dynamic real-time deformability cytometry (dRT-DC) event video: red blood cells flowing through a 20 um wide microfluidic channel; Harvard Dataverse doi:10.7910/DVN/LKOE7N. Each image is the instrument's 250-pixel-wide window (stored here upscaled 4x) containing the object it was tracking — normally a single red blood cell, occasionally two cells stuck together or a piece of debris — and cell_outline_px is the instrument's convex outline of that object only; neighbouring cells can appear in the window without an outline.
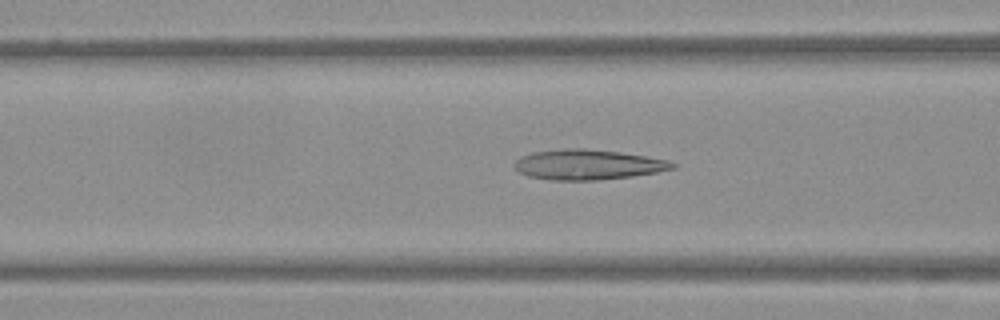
{"species": "Egyptian fruit bat (a non-hibernating species)", "species_latin": "Rousettus aegyptiacus", "temperature_condition": "warm", "stored_images_in_passage": 46, "camera_frame_rate_fps": 3000, "um_per_image_px": 0.085, "frame": {"image": 1, "passage_image": 17, "time_ms": 5.333, "image_size_px": [1000, 320], "cell_outline_px": [[676, 168], [656, 172], [632, 176], [596, 180], [552, 180], [528, 176], [520, 172], [512, 164], [520, 156], [532, 152], [564, 148], [584, 148], [620, 152], [668, 160], [676, 164]], "centroid_in_image_um": [49.94, 13.98], "position_along_channel_um": 116.7, "area_um2": 27.74}}
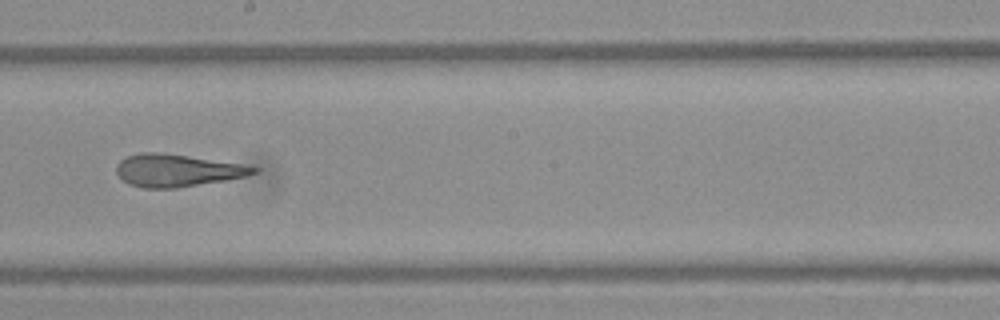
{"frame": {"image": 2, "passage_image": 26, "time_ms": 8.333, "image_size_px": [1000, 320], "cell_outline_px": [[260, 168], [256, 172], [248, 176], [176, 188], [144, 188], [128, 184], [116, 172], [116, 164], [120, 160], [128, 156], [140, 152], [156, 152], [188, 156], [240, 164]], "centroid_in_image_um": [15.02, 14.49], "position_along_channel_um": 233.2, "area_um2": 25.61}}
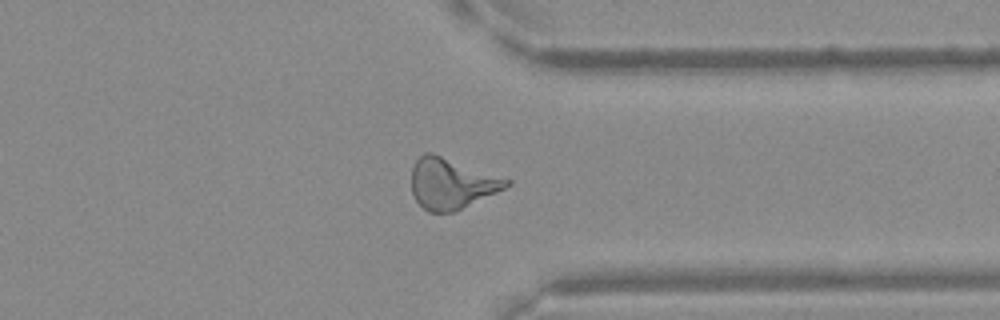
{"frame": {"image": 3, "passage_image": 37, "time_ms": 12.0, "image_size_px": [1000, 320], "cell_outline_px": [[512, 184], [496, 192], [452, 212], [428, 212], [416, 200], [412, 192], [412, 164], [424, 152], [432, 152], [512, 180]], "centroid_in_image_um": [38.35, 15.57], "position_along_channel_um": 373.0, "area_um2": 27.8}}